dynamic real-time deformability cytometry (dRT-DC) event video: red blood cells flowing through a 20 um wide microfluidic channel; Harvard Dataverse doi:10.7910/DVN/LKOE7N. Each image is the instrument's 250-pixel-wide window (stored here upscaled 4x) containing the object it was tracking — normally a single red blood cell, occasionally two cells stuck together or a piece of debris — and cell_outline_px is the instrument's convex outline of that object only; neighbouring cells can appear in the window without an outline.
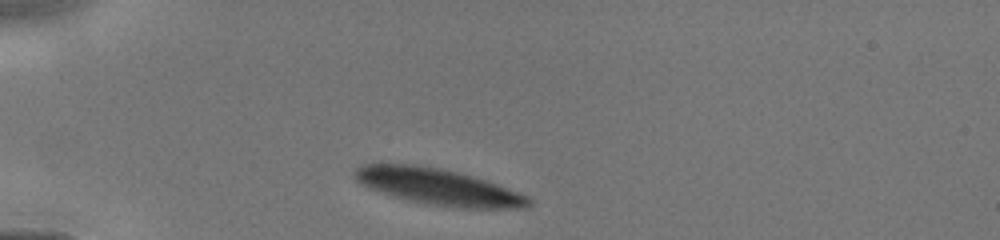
{"species": "human", "species_latin": "Homo sapiens", "temperature_condition": "cold", "stored_images_in_passage": 2, "camera_frame_rate_fps": 3000, "um_per_image_px": 0.085, "donor": {"sex": "male"}, "frame": {"image": 1, "passage_image": 1, "time_ms": 0.0, "image_size_px": [1000, 240], "cell_outline_px": [[532, 204], [528, 208], [464, 208], [424, 204], [392, 196], [368, 188], [356, 180], [356, 168], [364, 164], [380, 160], [412, 164], [440, 168], [472, 176], [496, 184], [528, 196], [532, 200]], "centroid_in_image_um": [37.18, 15.85], "position_along_channel_um": 47.8, "area_um2": 37.17}}